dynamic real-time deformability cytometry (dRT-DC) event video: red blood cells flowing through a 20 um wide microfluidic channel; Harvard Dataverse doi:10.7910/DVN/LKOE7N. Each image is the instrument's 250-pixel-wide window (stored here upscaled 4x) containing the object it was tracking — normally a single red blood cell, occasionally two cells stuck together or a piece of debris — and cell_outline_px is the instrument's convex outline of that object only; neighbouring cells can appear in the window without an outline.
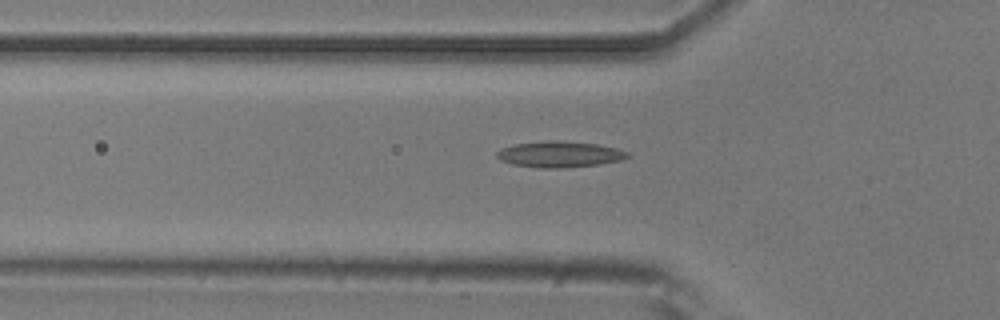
{"species": "common noctule bat (a hibernating species)", "species_latin": "Nyctalus noctula", "temperature_condition": "room temperature", "stored_images_in_passage": 40, "camera_frame_rate_fps": 3000, "um_per_image_px": 0.085, "animal": {"sex": "male", "body_mass_g": 20.5, "forearm_length_mm": 52.5}, "frame": {"image": 1, "passage_image": 9, "time_ms": 2.667, "image_size_px": [1000, 320], "cell_outline_px": [[628, 156], [620, 160], [596, 164], [560, 168], [540, 168], [512, 164], [500, 160], [496, 156], [496, 152], [500, 148], [516, 144], [548, 140], [556, 140], [596, 144], [616, 148], [628, 152]], "centroid_in_image_um": [47.5, 13.11], "position_along_channel_um": 78.3, "area_um2": 19.59}}
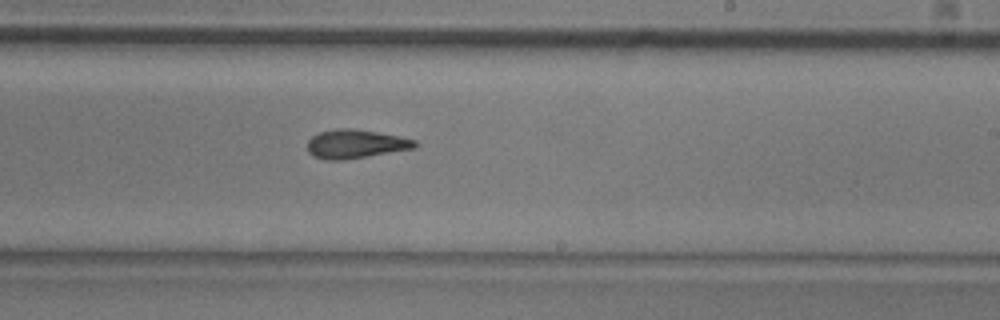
{"frame": {"image": 2, "passage_image": 23, "time_ms": 7.333, "image_size_px": [1000, 320], "cell_outline_px": [[420, 144], [416, 148], [340, 160], [324, 160], [312, 156], [308, 152], [308, 140], [312, 136], [320, 132], [336, 128], [352, 128], [400, 136], [416, 140]], "centroid_in_image_um": [30.22, 12.23], "position_along_channel_um": 258.8, "area_um2": 18.03}}
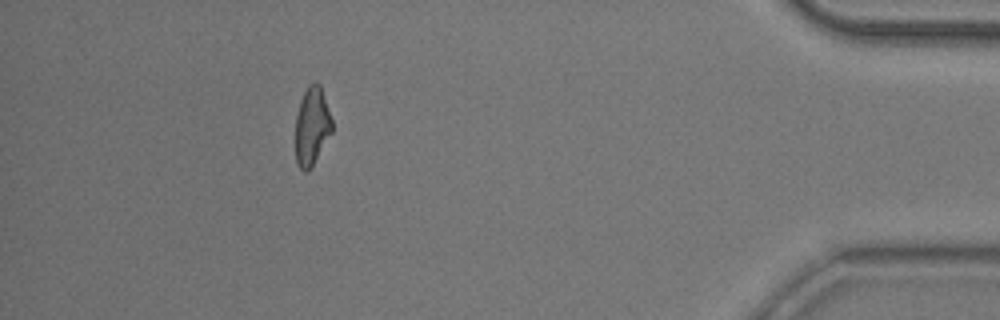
{"frame": {"image": 3, "passage_image": 39, "time_ms": 12.667, "image_size_px": [1000, 320], "cell_outline_px": [[332, 132], [308, 172], [304, 172], [296, 164], [296, 116], [300, 100], [308, 84], [320, 84], [332, 120]], "centroid_in_image_um": [26.5, 10.74], "position_along_channel_um": 408.7, "area_um2": 16.47}}